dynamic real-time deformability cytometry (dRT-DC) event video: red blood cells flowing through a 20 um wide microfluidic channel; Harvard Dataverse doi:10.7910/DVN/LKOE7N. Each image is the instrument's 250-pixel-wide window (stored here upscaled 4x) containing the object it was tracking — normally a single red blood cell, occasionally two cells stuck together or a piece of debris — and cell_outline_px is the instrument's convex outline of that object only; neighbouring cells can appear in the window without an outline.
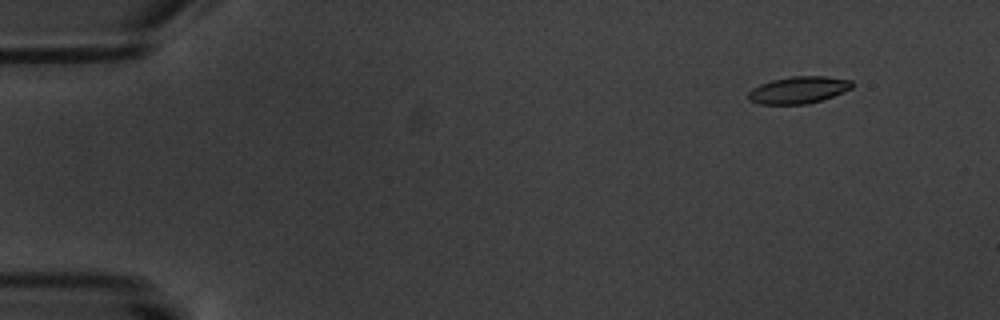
{"species": "common noctule bat (a hibernating species)", "species_latin": "Nyctalus noctula", "temperature_condition": "warm", "stored_images_in_passage": 6, "segment_of_instrument_passage": [2, 2], "camera_frame_rate_fps": 3000, "um_per_image_px": 0.085, "animal": {"sex": "male", "body_mass_g": 20.1, "forearm_length_mm": 53.5}, "frame": {"image": 1, "passage_image": 6, "time_ms": 7.333, "image_size_px": [1000, 320], "cell_outline_px": [[856, 84], [852, 88], [832, 96], [808, 104], [760, 104], [748, 100], [748, 92], [752, 88], [760, 84], [772, 80], [792, 76], [824, 76], [852, 80]], "centroid_in_image_um": [67.87, 7.64], "position_along_channel_um": 17.1, "area_um2": 16.36}}